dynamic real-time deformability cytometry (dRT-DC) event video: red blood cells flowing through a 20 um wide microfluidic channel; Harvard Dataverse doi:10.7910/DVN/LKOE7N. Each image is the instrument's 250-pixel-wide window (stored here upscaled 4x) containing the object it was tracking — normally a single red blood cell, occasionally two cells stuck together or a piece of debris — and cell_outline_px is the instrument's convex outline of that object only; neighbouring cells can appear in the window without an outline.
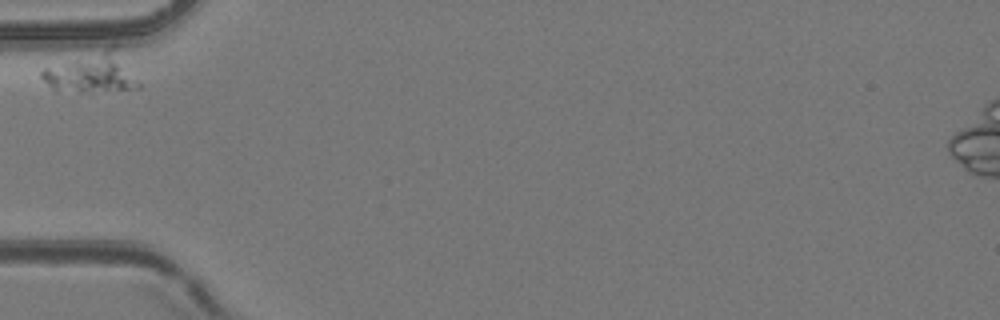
{"species": "common noctule bat (a hibernating species)", "species_latin": "Nyctalus noctula", "temperature_condition": "room temperature", "stored_images_in_passage": 4, "camera_frame_rate_fps": 3000, "um_per_image_px": 0.085, "animal": {"sex": "female", "body_mass_g": 24.6, "forearm_length_mm": 56.2}, "frame": {"image": 1, "passage_image": 1, "time_ms": 0.0, "image_size_px": [1000, 320], "cell_outline_px": [[144, 84], [140, 88], [80, 92], [56, 92], [40, 76], [40, 72], [44, 68], [112, 44], [116, 44]], "centroid_in_image_um": [7.91, 6.16], "position_along_channel_um": 77.1, "area_um2": 23.41}}
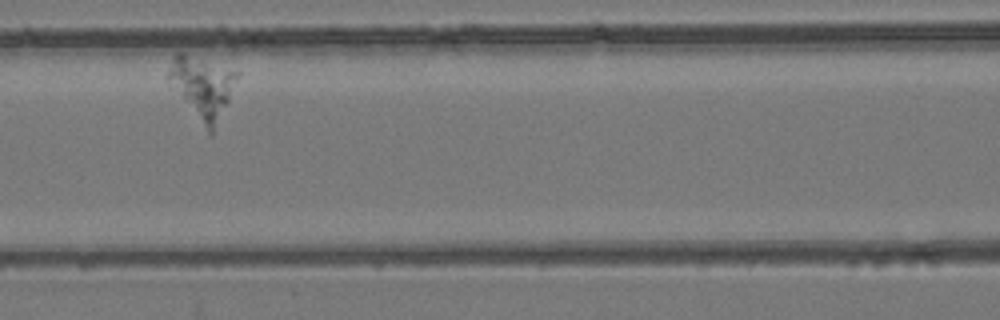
{"frame": {"image": 2, "passage_image": 3, "time_ms": 0.667, "image_size_px": [1000, 320], "cell_outline_px": [[240, 76], [212, 136], [208, 132], [168, 84], [168, 68], [176, 52], [184, 52], [240, 72]], "centroid_in_image_um": [17.2, 7.39], "position_along_channel_um": 149.4, "area_um2": 24.97}}
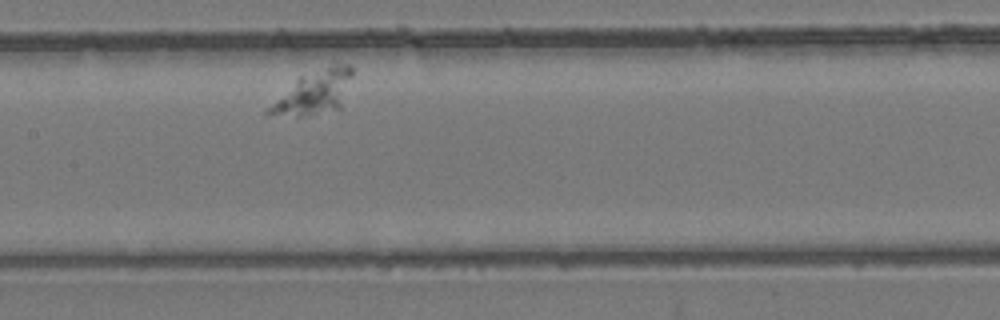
{"frame": {"image": 3, "passage_image": 4, "time_ms": 1.0, "image_size_px": [1000, 320], "cell_outline_px": [[352, 76], [340, 108], [300, 116], [264, 116], [264, 112], [300, 76], [332, 64], [348, 64], [352, 68]], "centroid_in_image_um": [26.68, 7.86], "position_along_channel_um": 180.7, "area_um2": 20.58}}